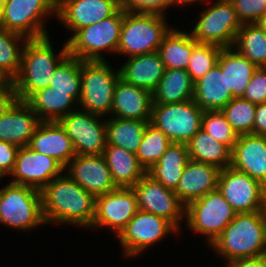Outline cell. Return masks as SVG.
<instances>
[{"mask_svg": "<svg viewBox=\"0 0 266 267\" xmlns=\"http://www.w3.org/2000/svg\"><path fill=\"white\" fill-rule=\"evenodd\" d=\"M46 225H69L89 231L95 216L96 197L67 174L55 177L41 190Z\"/></svg>", "mask_w": 266, "mask_h": 267, "instance_id": "1", "label": "cell"}, {"mask_svg": "<svg viewBox=\"0 0 266 267\" xmlns=\"http://www.w3.org/2000/svg\"><path fill=\"white\" fill-rule=\"evenodd\" d=\"M209 248L224 264L266 255V210L237 213Z\"/></svg>", "mask_w": 266, "mask_h": 267, "instance_id": "2", "label": "cell"}, {"mask_svg": "<svg viewBox=\"0 0 266 267\" xmlns=\"http://www.w3.org/2000/svg\"><path fill=\"white\" fill-rule=\"evenodd\" d=\"M52 35L28 39L21 55V68L12 81L19 101H26L34 92L50 85L57 65L69 54L67 41L57 51Z\"/></svg>", "mask_w": 266, "mask_h": 267, "instance_id": "3", "label": "cell"}, {"mask_svg": "<svg viewBox=\"0 0 266 267\" xmlns=\"http://www.w3.org/2000/svg\"><path fill=\"white\" fill-rule=\"evenodd\" d=\"M0 187V226L27 232L47 226L42 214L41 191L7 181Z\"/></svg>", "mask_w": 266, "mask_h": 267, "instance_id": "4", "label": "cell"}, {"mask_svg": "<svg viewBox=\"0 0 266 267\" xmlns=\"http://www.w3.org/2000/svg\"><path fill=\"white\" fill-rule=\"evenodd\" d=\"M168 18V15L124 10L117 55L130 58L158 51L174 25H170Z\"/></svg>", "mask_w": 266, "mask_h": 267, "instance_id": "5", "label": "cell"}, {"mask_svg": "<svg viewBox=\"0 0 266 267\" xmlns=\"http://www.w3.org/2000/svg\"><path fill=\"white\" fill-rule=\"evenodd\" d=\"M124 9L112 16L78 30L68 41L70 55L82 61H109L107 55H116Z\"/></svg>", "mask_w": 266, "mask_h": 267, "instance_id": "6", "label": "cell"}, {"mask_svg": "<svg viewBox=\"0 0 266 267\" xmlns=\"http://www.w3.org/2000/svg\"><path fill=\"white\" fill-rule=\"evenodd\" d=\"M121 77L119 66L110 61L81 60V96L79 109L102 117H111L114 89Z\"/></svg>", "mask_w": 266, "mask_h": 267, "instance_id": "7", "label": "cell"}, {"mask_svg": "<svg viewBox=\"0 0 266 267\" xmlns=\"http://www.w3.org/2000/svg\"><path fill=\"white\" fill-rule=\"evenodd\" d=\"M212 1H209L211 5L207 3V6H202L197 20H190L194 25H190V32L198 43L230 48L243 24L230 0Z\"/></svg>", "mask_w": 266, "mask_h": 267, "instance_id": "8", "label": "cell"}, {"mask_svg": "<svg viewBox=\"0 0 266 267\" xmlns=\"http://www.w3.org/2000/svg\"><path fill=\"white\" fill-rule=\"evenodd\" d=\"M237 212L216 189L191 202L185 209L186 228L194 235L202 236L208 248L220 236Z\"/></svg>", "mask_w": 266, "mask_h": 267, "instance_id": "9", "label": "cell"}, {"mask_svg": "<svg viewBox=\"0 0 266 267\" xmlns=\"http://www.w3.org/2000/svg\"><path fill=\"white\" fill-rule=\"evenodd\" d=\"M172 234L180 236L181 232L170 221L138 210L116 239L122 248L121 257L128 261L144 256L149 249L172 237Z\"/></svg>", "mask_w": 266, "mask_h": 267, "instance_id": "10", "label": "cell"}, {"mask_svg": "<svg viewBox=\"0 0 266 267\" xmlns=\"http://www.w3.org/2000/svg\"><path fill=\"white\" fill-rule=\"evenodd\" d=\"M56 6L57 0H6L1 26L27 39L49 36L47 22L56 18Z\"/></svg>", "mask_w": 266, "mask_h": 267, "instance_id": "11", "label": "cell"}, {"mask_svg": "<svg viewBox=\"0 0 266 267\" xmlns=\"http://www.w3.org/2000/svg\"><path fill=\"white\" fill-rule=\"evenodd\" d=\"M201 110L192 100L174 104H153L150 123L172 143L187 144L202 128Z\"/></svg>", "mask_w": 266, "mask_h": 267, "instance_id": "12", "label": "cell"}, {"mask_svg": "<svg viewBox=\"0 0 266 267\" xmlns=\"http://www.w3.org/2000/svg\"><path fill=\"white\" fill-rule=\"evenodd\" d=\"M72 140L76 155H102L107 146L106 118L77 109L57 121Z\"/></svg>", "mask_w": 266, "mask_h": 267, "instance_id": "13", "label": "cell"}, {"mask_svg": "<svg viewBox=\"0 0 266 267\" xmlns=\"http://www.w3.org/2000/svg\"><path fill=\"white\" fill-rule=\"evenodd\" d=\"M217 190L237 213L266 210V187L232 166L220 170Z\"/></svg>", "mask_w": 266, "mask_h": 267, "instance_id": "14", "label": "cell"}, {"mask_svg": "<svg viewBox=\"0 0 266 267\" xmlns=\"http://www.w3.org/2000/svg\"><path fill=\"white\" fill-rule=\"evenodd\" d=\"M138 209L152 213L170 221L180 232L185 224L186 207L178 199L176 193L166 189L147 173L133 187Z\"/></svg>", "mask_w": 266, "mask_h": 267, "instance_id": "15", "label": "cell"}, {"mask_svg": "<svg viewBox=\"0 0 266 267\" xmlns=\"http://www.w3.org/2000/svg\"><path fill=\"white\" fill-rule=\"evenodd\" d=\"M138 210L133 189L117 187L112 192L96 197L95 216L89 230L104 229L116 238Z\"/></svg>", "mask_w": 266, "mask_h": 267, "instance_id": "16", "label": "cell"}, {"mask_svg": "<svg viewBox=\"0 0 266 267\" xmlns=\"http://www.w3.org/2000/svg\"><path fill=\"white\" fill-rule=\"evenodd\" d=\"M64 166L55 158L38 153L28 146L20 147L8 181L42 190L55 177L64 173Z\"/></svg>", "mask_w": 266, "mask_h": 267, "instance_id": "17", "label": "cell"}, {"mask_svg": "<svg viewBox=\"0 0 266 267\" xmlns=\"http://www.w3.org/2000/svg\"><path fill=\"white\" fill-rule=\"evenodd\" d=\"M119 8V0H57L56 21L69 31L68 41L81 28L100 23Z\"/></svg>", "mask_w": 266, "mask_h": 267, "instance_id": "18", "label": "cell"}, {"mask_svg": "<svg viewBox=\"0 0 266 267\" xmlns=\"http://www.w3.org/2000/svg\"><path fill=\"white\" fill-rule=\"evenodd\" d=\"M64 173L95 197L117 188L103 155H76Z\"/></svg>", "mask_w": 266, "mask_h": 267, "instance_id": "19", "label": "cell"}, {"mask_svg": "<svg viewBox=\"0 0 266 267\" xmlns=\"http://www.w3.org/2000/svg\"><path fill=\"white\" fill-rule=\"evenodd\" d=\"M231 166L266 187V137L253 134L238 135L232 149Z\"/></svg>", "mask_w": 266, "mask_h": 267, "instance_id": "20", "label": "cell"}, {"mask_svg": "<svg viewBox=\"0 0 266 267\" xmlns=\"http://www.w3.org/2000/svg\"><path fill=\"white\" fill-rule=\"evenodd\" d=\"M220 170L214 165L190 159L174 191L181 203L186 207L216 190Z\"/></svg>", "mask_w": 266, "mask_h": 267, "instance_id": "21", "label": "cell"}, {"mask_svg": "<svg viewBox=\"0 0 266 267\" xmlns=\"http://www.w3.org/2000/svg\"><path fill=\"white\" fill-rule=\"evenodd\" d=\"M152 93L129 84L121 77L114 89L111 116L131 120H151Z\"/></svg>", "mask_w": 266, "mask_h": 267, "instance_id": "22", "label": "cell"}, {"mask_svg": "<svg viewBox=\"0 0 266 267\" xmlns=\"http://www.w3.org/2000/svg\"><path fill=\"white\" fill-rule=\"evenodd\" d=\"M42 121L25 101H17L0 117V141L18 147L28 146Z\"/></svg>", "mask_w": 266, "mask_h": 267, "instance_id": "23", "label": "cell"}, {"mask_svg": "<svg viewBox=\"0 0 266 267\" xmlns=\"http://www.w3.org/2000/svg\"><path fill=\"white\" fill-rule=\"evenodd\" d=\"M28 147L55 158L64 167L76 156L72 140L57 121H42Z\"/></svg>", "mask_w": 266, "mask_h": 267, "instance_id": "24", "label": "cell"}, {"mask_svg": "<svg viewBox=\"0 0 266 267\" xmlns=\"http://www.w3.org/2000/svg\"><path fill=\"white\" fill-rule=\"evenodd\" d=\"M81 91H55L48 86L34 92L25 102L41 121H58L79 108Z\"/></svg>", "mask_w": 266, "mask_h": 267, "instance_id": "25", "label": "cell"}, {"mask_svg": "<svg viewBox=\"0 0 266 267\" xmlns=\"http://www.w3.org/2000/svg\"><path fill=\"white\" fill-rule=\"evenodd\" d=\"M165 65L158 51L126 58L119 67L121 78L136 87L156 89L164 72Z\"/></svg>", "mask_w": 266, "mask_h": 267, "instance_id": "26", "label": "cell"}, {"mask_svg": "<svg viewBox=\"0 0 266 267\" xmlns=\"http://www.w3.org/2000/svg\"><path fill=\"white\" fill-rule=\"evenodd\" d=\"M232 99L218 64L194 83L193 101L203 111L222 110Z\"/></svg>", "mask_w": 266, "mask_h": 267, "instance_id": "27", "label": "cell"}, {"mask_svg": "<svg viewBox=\"0 0 266 267\" xmlns=\"http://www.w3.org/2000/svg\"><path fill=\"white\" fill-rule=\"evenodd\" d=\"M217 64L225 73L226 89H229L233 98L243 97L257 66L233 47L221 49Z\"/></svg>", "mask_w": 266, "mask_h": 267, "instance_id": "28", "label": "cell"}, {"mask_svg": "<svg viewBox=\"0 0 266 267\" xmlns=\"http://www.w3.org/2000/svg\"><path fill=\"white\" fill-rule=\"evenodd\" d=\"M102 155L116 187L132 188L146 174L136 154L124 148L107 145Z\"/></svg>", "mask_w": 266, "mask_h": 267, "instance_id": "29", "label": "cell"}, {"mask_svg": "<svg viewBox=\"0 0 266 267\" xmlns=\"http://www.w3.org/2000/svg\"><path fill=\"white\" fill-rule=\"evenodd\" d=\"M189 160L187 145L172 143L146 173L166 189L175 191Z\"/></svg>", "mask_w": 266, "mask_h": 267, "instance_id": "30", "label": "cell"}, {"mask_svg": "<svg viewBox=\"0 0 266 267\" xmlns=\"http://www.w3.org/2000/svg\"><path fill=\"white\" fill-rule=\"evenodd\" d=\"M194 82L187 70L165 69V72L152 92L153 104H174L192 100Z\"/></svg>", "mask_w": 266, "mask_h": 267, "instance_id": "31", "label": "cell"}, {"mask_svg": "<svg viewBox=\"0 0 266 267\" xmlns=\"http://www.w3.org/2000/svg\"><path fill=\"white\" fill-rule=\"evenodd\" d=\"M175 26L164 36L158 52L165 68L186 70L193 51V36Z\"/></svg>", "mask_w": 266, "mask_h": 267, "instance_id": "32", "label": "cell"}, {"mask_svg": "<svg viewBox=\"0 0 266 267\" xmlns=\"http://www.w3.org/2000/svg\"><path fill=\"white\" fill-rule=\"evenodd\" d=\"M186 145L191 160L211 164L221 170L231 166L232 149L212 138L202 128Z\"/></svg>", "mask_w": 266, "mask_h": 267, "instance_id": "33", "label": "cell"}, {"mask_svg": "<svg viewBox=\"0 0 266 267\" xmlns=\"http://www.w3.org/2000/svg\"><path fill=\"white\" fill-rule=\"evenodd\" d=\"M150 120L106 118L107 145H114L136 154Z\"/></svg>", "mask_w": 266, "mask_h": 267, "instance_id": "34", "label": "cell"}, {"mask_svg": "<svg viewBox=\"0 0 266 267\" xmlns=\"http://www.w3.org/2000/svg\"><path fill=\"white\" fill-rule=\"evenodd\" d=\"M257 67H266V33L257 23H245L232 46Z\"/></svg>", "mask_w": 266, "mask_h": 267, "instance_id": "35", "label": "cell"}, {"mask_svg": "<svg viewBox=\"0 0 266 267\" xmlns=\"http://www.w3.org/2000/svg\"><path fill=\"white\" fill-rule=\"evenodd\" d=\"M28 39L0 26V71L13 81L21 68V55Z\"/></svg>", "mask_w": 266, "mask_h": 267, "instance_id": "36", "label": "cell"}, {"mask_svg": "<svg viewBox=\"0 0 266 267\" xmlns=\"http://www.w3.org/2000/svg\"><path fill=\"white\" fill-rule=\"evenodd\" d=\"M172 144L168 137L150 122L145 128L141 144L136 152L139 164L147 172L156 164Z\"/></svg>", "mask_w": 266, "mask_h": 267, "instance_id": "37", "label": "cell"}, {"mask_svg": "<svg viewBox=\"0 0 266 267\" xmlns=\"http://www.w3.org/2000/svg\"><path fill=\"white\" fill-rule=\"evenodd\" d=\"M256 105L242 97L233 98L221 112L238 135L252 134Z\"/></svg>", "mask_w": 266, "mask_h": 267, "instance_id": "38", "label": "cell"}, {"mask_svg": "<svg viewBox=\"0 0 266 267\" xmlns=\"http://www.w3.org/2000/svg\"><path fill=\"white\" fill-rule=\"evenodd\" d=\"M49 86L55 91H81V60L68 54L57 65Z\"/></svg>", "mask_w": 266, "mask_h": 267, "instance_id": "39", "label": "cell"}, {"mask_svg": "<svg viewBox=\"0 0 266 267\" xmlns=\"http://www.w3.org/2000/svg\"><path fill=\"white\" fill-rule=\"evenodd\" d=\"M221 49L214 44L198 43L193 38V51L186 70L194 83L217 64Z\"/></svg>", "mask_w": 266, "mask_h": 267, "instance_id": "40", "label": "cell"}, {"mask_svg": "<svg viewBox=\"0 0 266 267\" xmlns=\"http://www.w3.org/2000/svg\"><path fill=\"white\" fill-rule=\"evenodd\" d=\"M202 129L215 140L224 143L233 149L238 134L233 130L221 110L204 111L202 116Z\"/></svg>", "mask_w": 266, "mask_h": 267, "instance_id": "41", "label": "cell"}, {"mask_svg": "<svg viewBox=\"0 0 266 267\" xmlns=\"http://www.w3.org/2000/svg\"><path fill=\"white\" fill-rule=\"evenodd\" d=\"M120 7L130 12L167 15L168 9L182 8L179 0H119ZM172 7V8H171Z\"/></svg>", "mask_w": 266, "mask_h": 267, "instance_id": "42", "label": "cell"}, {"mask_svg": "<svg viewBox=\"0 0 266 267\" xmlns=\"http://www.w3.org/2000/svg\"><path fill=\"white\" fill-rule=\"evenodd\" d=\"M242 24L257 23L266 14V0H230Z\"/></svg>", "mask_w": 266, "mask_h": 267, "instance_id": "43", "label": "cell"}, {"mask_svg": "<svg viewBox=\"0 0 266 267\" xmlns=\"http://www.w3.org/2000/svg\"><path fill=\"white\" fill-rule=\"evenodd\" d=\"M242 98L255 105L266 102V67H257Z\"/></svg>", "mask_w": 266, "mask_h": 267, "instance_id": "44", "label": "cell"}, {"mask_svg": "<svg viewBox=\"0 0 266 267\" xmlns=\"http://www.w3.org/2000/svg\"><path fill=\"white\" fill-rule=\"evenodd\" d=\"M19 148L11 143L0 141V170L7 177L13 171Z\"/></svg>", "mask_w": 266, "mask_h": 267, "instance_id": "45", "label": "cell"}, {"mask_svg": "<svg viewBox=\"0 0 266 267\" xmlns=\"http://www.w3.org/2000/svg\"><path fill=\"white\" fill-rule=\"evenodd\" d=\"M18 101L17 92L12 81L0 87V117Z\"/></svg>", "mask_w": 266, "mask_h": 267, "instance_id": "46", "label": "cell"}, {"mask_svg": "<svg viewBox=\"0 0 266 267\" xmlns=\"http://www.w3.org/2000/svg\"><path fill=\"white\" fill-rule=\"evenodd\" d=\"M252 134L266 137V102L256 105Z\"/></svg>", "mask_w": 266, "mask_h": 267, "instance_id": "47", "label": "cell"}, {"mask_svg": "<svg viewBox=\"0 0 266 267\" xmlns=\"http://www.w3.org/2000/svg\"><path fill=\"white\" fill-rule=\"evenodd\" d=\"M224 267H266V255L237 259L226 264Z\"/></svg>", "mask_w": 266, "mask_h": 267, "instance_id": "48", "label": "cell"}, {"mask_svg": "<svg viewBox=\"0 0 266 267\" xmlns=\"http://www.w3.org/2000/svg\"><path fill=\"white\" fill-rule=\"evenodd\" d=\"M180 1V4L183 8L181 9H184L185 6H192V4H199L200 8H201V5H206V2H208L209 0H179ZM211 1V0H210ZM201 4V5H200Z\"/></svg>", "mask_w": 266, "mask_h": 267, "instance_id": "49", "label": "cell"}, {"mask_svg": "<svg viewBox=\"0 0 266 267\" xmlns=\"http://www.w3.org/2000/svg\"><path fill=\"white\" fill-rule=\"evenodd\" d=\"M257 24L263 29V31L266 33V14L261 18Z\"/></svg>", "mask_w": 266, "mask_h": 267, "instance_id": "50", "label": "cell"}, {"mask_svg": "<svg viewBox=\"0 0 266 267\" xmlns=\"http://www.w3.org/2000/svg\"><path fill=\"white\" fill-rule=\"evenodd\" d=\"M10 81L0 71V87L6 86Z\"/></svg>", "mask_w": 266, "mask_h": 267, "instance_id": "51", "label": "cell"}, {"mask_svg": "<svg viewBox=\"0 0 266 267\" xmlns=\"http://www.w3.org/2000/svg\"><path fill=\"white\" fill-rule=\"evenodd\" d=\"M5 178V179H4ZM6 178H8L1 170H0V182H2L3 180H6V182H7V179ZM3 179V180H2ZM2 184L0 183V186H1Z\"/></svg>", "mask_w": 266, "mask_h": 267, "instance_id": "52", "label": "cell"}, {"mask_svg": "<svg viewBox=\"0 0 266 267\" xmlns=\"http://www.w3.org/2000/svg\"><path fill=\"white\" fill-rule=\"evenodd\" d=\"M6 0H0V10L2 9V7L4 6Z\"/></svg>", "mask_w": 266, "mask_h": 267, "instance_id": "53", "label": "cell"}]
</instances>
